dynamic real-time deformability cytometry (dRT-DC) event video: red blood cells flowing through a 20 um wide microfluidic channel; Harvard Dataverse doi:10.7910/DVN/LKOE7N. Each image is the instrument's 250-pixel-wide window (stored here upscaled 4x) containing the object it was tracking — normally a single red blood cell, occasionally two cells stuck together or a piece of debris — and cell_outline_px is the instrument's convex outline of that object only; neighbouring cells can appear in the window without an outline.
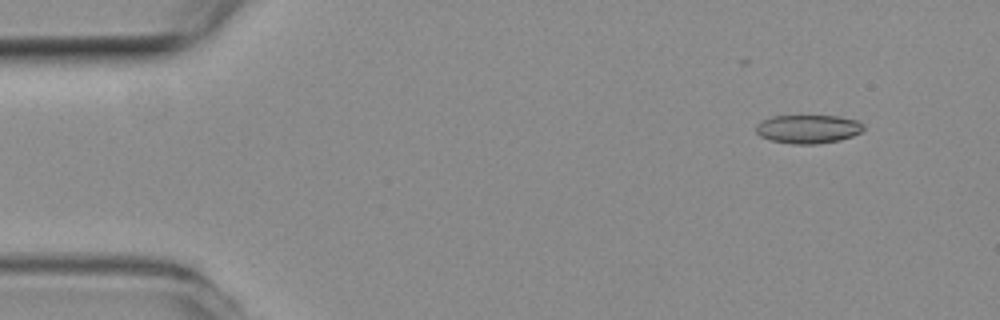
{"species": "common noctule bat (a hibernating species)", "species_latin": "Nyctalus noctula", "temperature_condition": "room temperature", "stored_images_in_passage": 46, "camera_frame_rate_fps": 3000, "um_per_image_px": 0.085, "animal": {"sex": "female", "body_mass_g": 19.3, "forearm_length_mm": 54.1}, "frame": {"image": 1, "passage_image": 4, "time_ms": 1.0, "image_size_px": [1000, 320], "cell_outline_px": [[864, 128], [860, 132], [852, 136], [840, 140], [816, 144], [792, 144], [772, 140], [760, 136], [756, 132], [756, 124], [772, 116], [836, 116], [860, 120], [864, 124]], "centroid_in_image_um": [68.72, 10.96], "position_along_channel_um": 16.3, "area_um2": 17.92}}
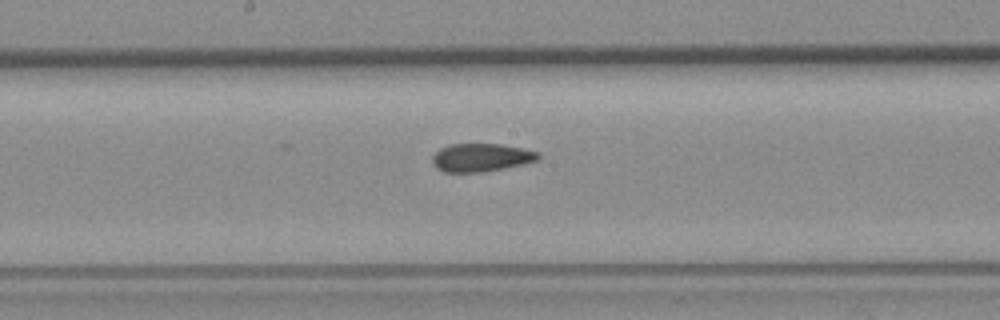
{"frame": {"image": 2, "passage_image": 27, "time_ms": 8.667, "image_size_px": [1000, 320], "cell_outline_px": [[540, 156], [536, 160], [504, 168], [480, 172], [444, 172], [436, 168], [432, 164], [432, 156], [440, 148], [452, 144], [500, 144], [540, 152]], "centroid_in_image_um": [40.84, 13.39], "position_along_channel_um": 207.4, "area_um2": 17.17}}
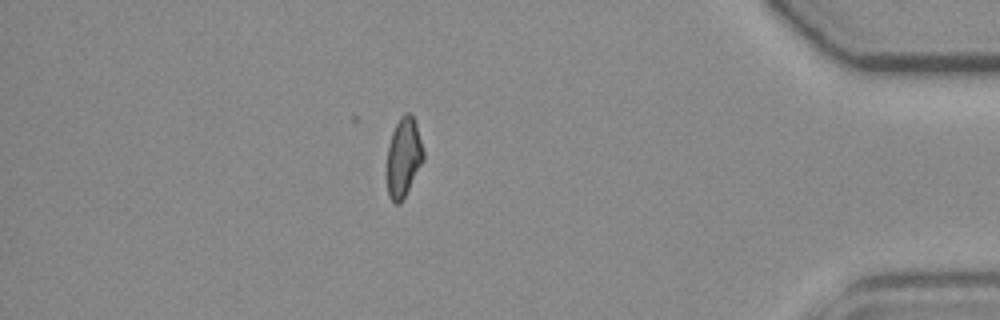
{"frame": {"image": 3, "passage_image": 46, "time_ms": 15.0, "image_size_px": [1000, 320], "cell_outline_px": [[424, 160], [400, 204], [396, 204], [388, 196], [388, 148], [392, 132], [400, 116], [404, 112], [408, 112], [412, 116], [416, 124], [424, 152]], "centroid_in_image_um": [34.31, 13.36], "position_along_channel_um": 400.9, "area_um2": 16.53}, "authors_computed_cell_mechanics": {"area_um2": 18.1203, "velocity_mm_per_s": 3.7713, "shape_relaxation_time_tau1_ms": null, "shape_relaxation_time_tau2_ms": 2.5392, "deformation_change_tau1": null, "deformation_change_tau2": 0.0778}}